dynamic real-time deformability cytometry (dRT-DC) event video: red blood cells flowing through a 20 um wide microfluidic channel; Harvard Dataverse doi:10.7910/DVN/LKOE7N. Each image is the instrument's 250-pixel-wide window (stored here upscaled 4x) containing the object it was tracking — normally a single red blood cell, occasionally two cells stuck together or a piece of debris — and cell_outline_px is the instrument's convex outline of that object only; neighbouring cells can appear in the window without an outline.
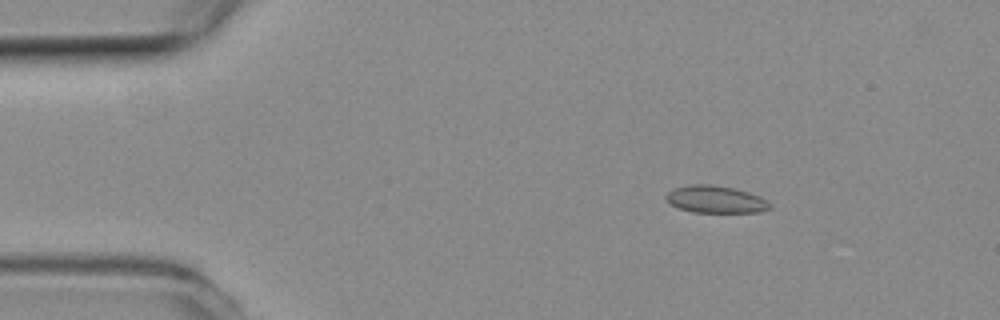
{"species": "common noctule bat (a hibernating species)", "species_latin": "Nyctalus noctula", "temperature_condition": "room temperature", "stored_images_in_passage": 5, "camera_frame_rate_fps": 3000, "um_per_image_px": 0.085, "animal": {"sex": "female", "body_mass_g": 19.3, "forearm_length_mm": 54.1}, "frame": {"image": 1, "passage_image": 3, "time_ms": 0.667, "image_size_px": [1000, 320], "cell_outline_px": [[772, 208], [760, 212], [692, 212], [680, 208], [672, 204], [664, 196], [672, 188], [688, 184], [712, 184], [732, 188], [748, 192], [760, 196], [772, 204]], "centroid_in_image_um": [60.84, 16.94], "position_along_channel_um": 24.2, "area_um2": 16.53}}